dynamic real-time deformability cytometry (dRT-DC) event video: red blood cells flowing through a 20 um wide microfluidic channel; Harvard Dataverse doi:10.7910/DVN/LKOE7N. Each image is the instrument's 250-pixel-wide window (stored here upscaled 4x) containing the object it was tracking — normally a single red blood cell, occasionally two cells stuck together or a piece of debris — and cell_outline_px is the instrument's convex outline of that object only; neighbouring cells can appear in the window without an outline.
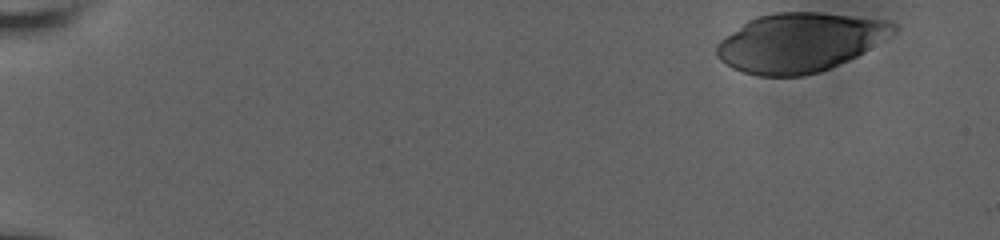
{"species": "human", "species_latin": "Homo sapiens", "temperature_condition": "room temperature", "stored_images_in_passage": 47, "camera_frame_rate_fps": 3000, "um_per_image_px": 0.085, "donor": {"sex": "male"}, "frame": {"image": 1, "passage_image": 1, "time_ms": 0.0, "image_size_px": [1000, 240], "cell_outline_px": [[900, 28], [896, 32], [864, 52], [848, 60], [820, 72], [804, 76], [756, 76], [732, 68], [720, 60], [716, 56], [716, 44], [724, 36], [748, 20], [756, 16], [776, 12], [820, 12], [888, 20], [896, 24]], "centroid_in_image_um": [67.97, 3.6], "position_along_channel_um": 17.0, "area_um2": 61.09}}
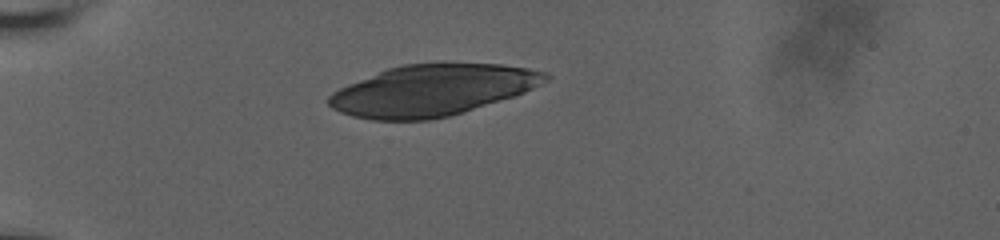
{"frame": {"image": 2, "passage_image": 14, "time_ms": 4.333, "image_size_px": [1000, 240], "cell_outline_px": [[552, 76], [548, 80], [524, 92], [512, 96], [448, 116], [428, 120], [372, 120], [352, 116], [340, 112], [332, 108], [328, 104], [328, 96], [332, 92], [348, 84], [388, 68], [404, 64], [444, 60], [500, 64], [528, 68], [548, 72]], "centroid_in_image_um": [36.75, 7.62], "position_along_channel_um": 48.2, "area_um2": 65.2}}